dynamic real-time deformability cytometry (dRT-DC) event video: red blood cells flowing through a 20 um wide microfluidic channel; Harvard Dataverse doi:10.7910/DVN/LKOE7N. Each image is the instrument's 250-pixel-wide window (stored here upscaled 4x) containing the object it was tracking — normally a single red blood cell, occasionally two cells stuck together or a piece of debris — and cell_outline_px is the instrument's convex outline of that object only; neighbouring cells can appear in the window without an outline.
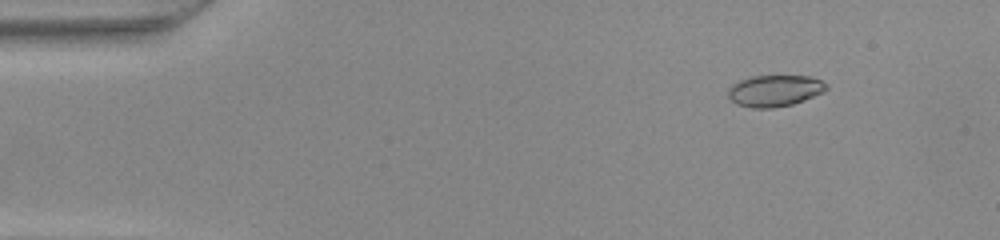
{"species": "common noctule bat (a hibernating species)", "species_latin": "Nyctalus noctula", "temperature_condition": "warm", "stored_images_in_passage": 49, "camera_frame_rate_fps": 3000, "um_per_image_px": 0.085, "animal": {"sex": "female", "body_mass_g": 22.0, "forearm_length_mm": 56.7}, "frame": {"image": 1, "passage_image": 6, "time_ms": 1.667, "image_size_px": [1000, 240], "cell_outline_px": [[828, 88], [824, 92], [804, 100], [792, 104], [772, 108], [752, 108], [736, 104], [728, 96], [728, 88], [732, 84], [740, 80], [752, 76], [808, 76], [820, 80], [828, 84]], "centroid_in_image_um": [65.85, 7.71], "position_along_channel_um": 19.2, "area_um2": 18.03}}
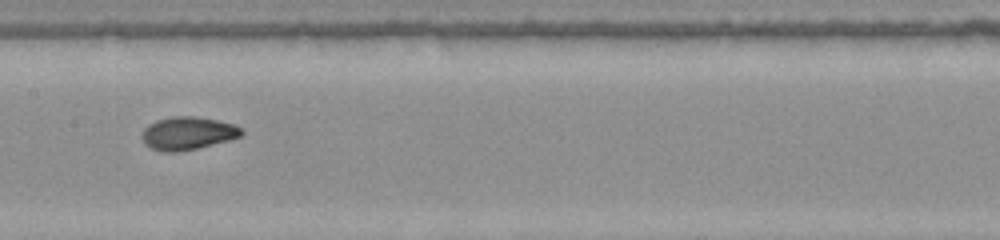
{"frame": {"image": 2, "passage_image": 25, "time_ms": 8.0, "image_size_px": [1000, 240], "cell_outline_px": [[244, 132], [240, 136], [228, 140], [180, 152], [164, 152], [152, 148], [144, 144], [140, 136], [144, 128], [148, 124], [156, 120], [172, 116], [192, 116], [216, 120], [232, 124], [240, 128]], "centroid_in_image_um": [15.89, 11.33], "position_along_channel_um": 191.5, "area_um2": 19.02}}
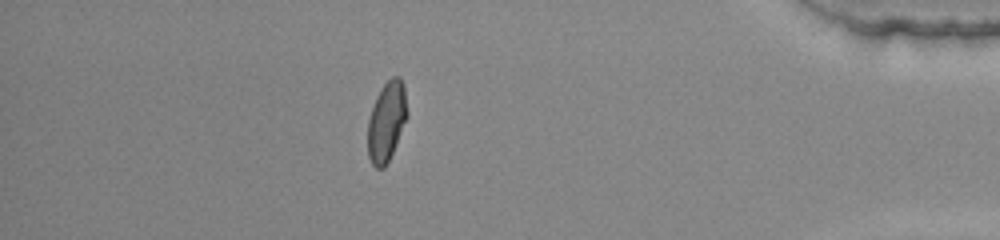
{"frame": {"image": 3, "passage_image": 43, "time_ms": 14.0, "image_size_px": [1000, 240], "cell_outline_px": [[408, 116], [392, 152], [384, 168], [376, 168], [372, 164], [368, 156], [368, 120], [376, 96], [380, 88], [392, 76], [400, 76], [404, 84], [408, 112]], "centroid_in_image_um": [32.87, 10.28], "position_along_channel_um": 402.3, "area_um2": 18.32}}